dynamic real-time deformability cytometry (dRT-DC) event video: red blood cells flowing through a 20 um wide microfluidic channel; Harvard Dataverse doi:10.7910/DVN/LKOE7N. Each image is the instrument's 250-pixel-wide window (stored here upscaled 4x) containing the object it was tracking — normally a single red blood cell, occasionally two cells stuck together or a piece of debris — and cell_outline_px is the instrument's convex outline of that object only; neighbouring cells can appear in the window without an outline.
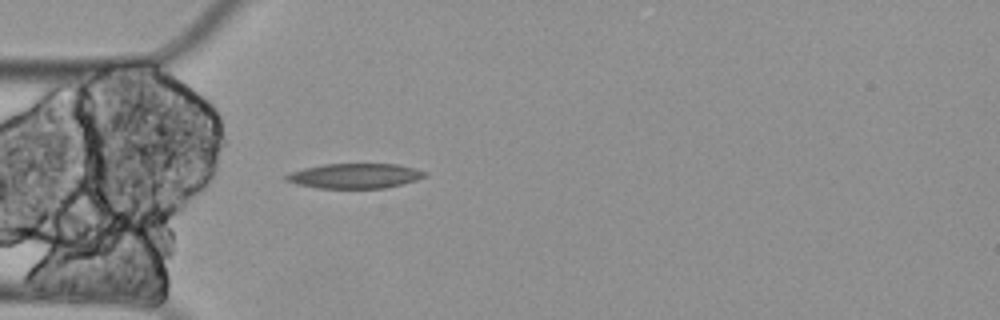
{"species": "Egyptian fruit bat (a non-hibernating species)", "species_latin": "Rousettus aegyptiacus", "temperature_condition": "cold", "stored_images_in_passage": 4, "camera_frame_rate_fps": 3000, "um_per_image_px": 0.085, "animal": {"sex": "female"}, "frame": {"image": 1, "passage_image": 4, "time_ms": 1.0, "image_size_px": [1000, 320], "cell_outline_px": [[428, 176], [416, 180], [384, 188], [316, 188], [296, 184], [284, 180], [284, 176], [292, 172], [304, 168], [324, 164], [400, 164], [428, 172]], "centroid_in_image_um": [30.17, 14.95], "position_along_channel_um": 54.8, "area_um2": 20.17}}